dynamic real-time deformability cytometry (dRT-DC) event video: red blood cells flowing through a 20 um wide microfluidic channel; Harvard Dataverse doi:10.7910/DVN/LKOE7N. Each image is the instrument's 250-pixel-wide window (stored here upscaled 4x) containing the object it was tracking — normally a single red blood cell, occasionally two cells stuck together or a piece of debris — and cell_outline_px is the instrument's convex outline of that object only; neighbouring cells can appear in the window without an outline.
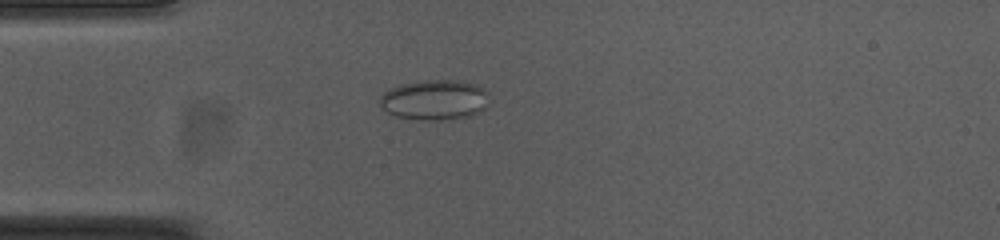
{"species": "common noctule bat (a hibernating species)", "species_latin": "Nyctalus noctula", "temperature_condition": "cold", "stored_images_in_passage": 30, "camera_frame_rate_fps": 3000, "um_per_image_px": 0.085, "animal": {"sex": "female", "body_mass_g": 23.0, "forearm_length_mm": 53.4}, "frame": {"image": 1, "passage_image": 5, "time_ms": 1.333, "image_size_px": [1000, 240], "cell_outline_px": [[488, 92], [484, 108], [480, 112], [472, 116], [440, 120], [420, 120], [396, 116], [388, 112], [380, 104], [380, 96], [384, 92], [400, 84], [424, 80], [456, 80], [472, 84], [484, 88]], "centroid_in_image_um": [36.93, 8.49], "position_along_channel_um": 48.1, "area_um2": 25.43}}
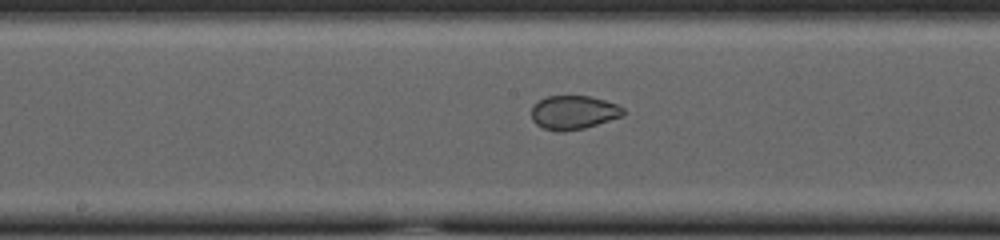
{"frame": {"image": 2, "passage_image": 18, "time_ms": 5.667, "image_size_px": [1000, 240], "cell_outline_px": [[624, 116], [584, 128], [564, 132], [560, 132], [544, 128], [536, 124], [532, 120], [532, 104], [548, 96], [588, 96], [604, 100], [616, 104], [624, 108]], "centroid_in_image_um": [48.75, 9.56], "position_along_channel_um": 199.5, "area_um2": 18.09}}
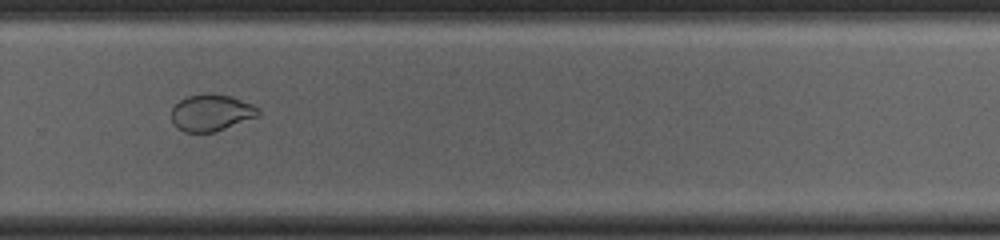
{"frame": {"image": 3, "passage_image": 27, "time_ms": 8.667, "image_size_px": [1000, 240], "cell_outline_px": [[260, 116], [212, 132], [184, 132], [176, 128], [172, 124], [172, 108], [180, 100], [188, 96], [208, 92], [232, 96], [252, 104], [260, 108]], "centroid_in_image_um": [17.96, 9.57], "position_along_channel_um": 311.8, "area_um2": 18.73}}